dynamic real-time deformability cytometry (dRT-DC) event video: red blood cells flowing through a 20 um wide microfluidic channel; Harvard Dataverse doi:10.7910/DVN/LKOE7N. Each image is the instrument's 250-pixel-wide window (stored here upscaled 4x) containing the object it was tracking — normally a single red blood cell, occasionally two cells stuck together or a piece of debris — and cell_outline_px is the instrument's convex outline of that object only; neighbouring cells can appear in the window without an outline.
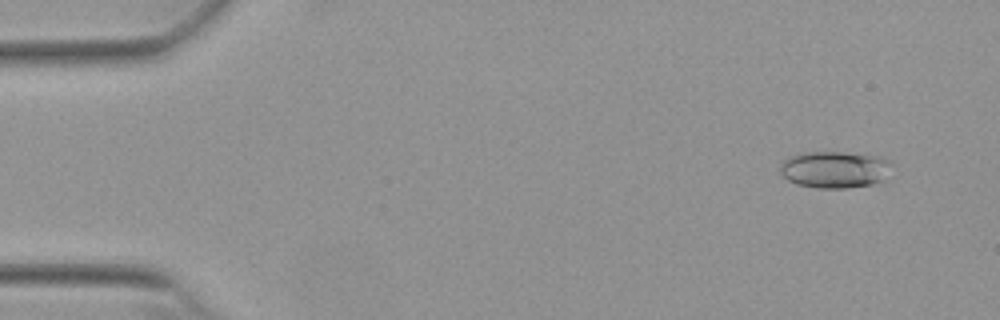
{"species": "Egyptian fruit bat (a non-hibernating species)", "species_latin": "Rousettus aegyptiacus", "temperature_condition": "warm", "stored_images_in_passage": 19, "camera_frame_rate_fps": 3000, "um_per_image_px": 0.085, "animal": {"sex": "female"}, "frame": {"image": 1, "passage_image": 4, "time_ms": 1.0, "image_size_px": [1000, 320], "cell_outline_px": [[892, 164], [884, 180], [872, 184], [848, 188], [816, 188], [796, 184], [788, 180], [780, 172], [780, 168], [784, 160], [788, 156], [800, 152], [844, 152], [880, 156], [888, 160]], "centroid_in_image_um": [70.94, 14.4], "position_along_channel_um": 14.1, "area_um2": 24.16}}
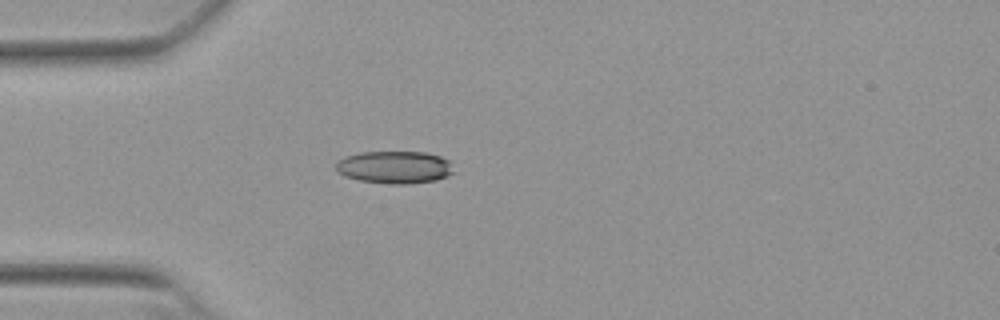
{"frame": {"image": 2, "passage_image": 15, "time_ms": 4.667, "image_size_px": [1000, 320], "cell_outline_px": [[456, 172], [448, 176], [436, 180], [408, 184], [392, 184], [360, 180], [344, 176], [336, 172], [336, 160], [344, 156], [360, 152], [424, 152], [440, 156], [448, 160]], "centroid_in_image_um": [33.53, 14.21], "position_along_channel_um": 51.5, "area_um2": 22.54}}
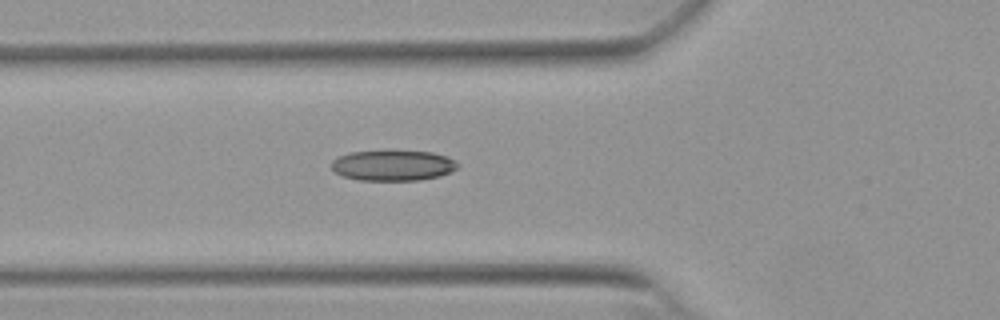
{"frame": {"image": 3, "passage_image": 19, "time_ms": 6.0, "image_size_px": [1000, 320], "cell_outline_px": [[460, 164], [452, 172], [440, 176], [420, 180], [360, 180], [344, 176], [336, 172], [332, 168], [332, 160], [348, 152], [388, 148], [432, 152], [448, 156], [456, 160]], "centroid_in_image_um": [33.44, 14.01], "position_along_channel_um": 92.4, "area_um2": 23.41}}